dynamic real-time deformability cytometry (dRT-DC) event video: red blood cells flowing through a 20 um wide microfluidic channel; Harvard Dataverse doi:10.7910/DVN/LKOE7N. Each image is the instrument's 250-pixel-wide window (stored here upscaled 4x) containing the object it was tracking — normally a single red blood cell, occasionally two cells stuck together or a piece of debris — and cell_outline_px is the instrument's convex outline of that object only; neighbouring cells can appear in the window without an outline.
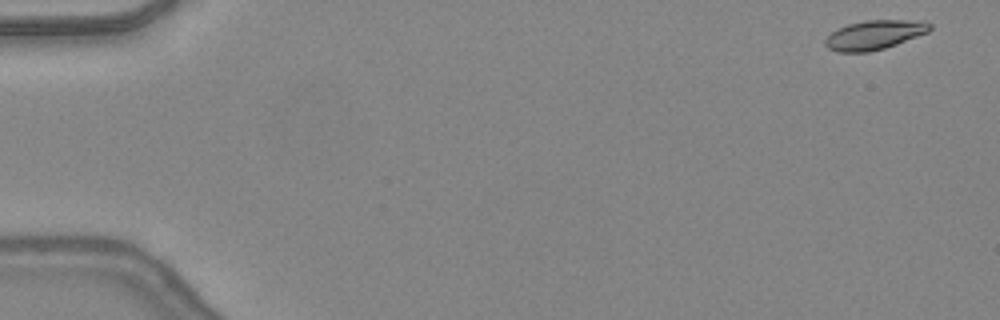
{"species": "common noctule bat (a hibernating species)", "species_latin": "Nyctalus noctula", "temperature_condition": "warm", "stored_images_in_passage": 47, "camera_frame_rate_fps": 3000, "um_per_image_px": 0.085, "animal": {"sex": "female", "body_mass_g": 24.6, "forearm_length_mm": 56.2}, "frame": {"image": 1, "passage_image": 1, "time_ms": 0.0, "image_size_px": [1000, 320], "cell_outline_px": [[932, 28], [928, 32], [896, 44], [884, 48], [868, 52], [836, 52], [828, 48], [824, 44], [824, 40], [832, 32], [848, 24], [864, 20], [924, 20], [932, 24]], "centroid_in_image_um": [74.34, 2.96], "position_along_channel_um": 10.7, "area_um2": 17.86}}
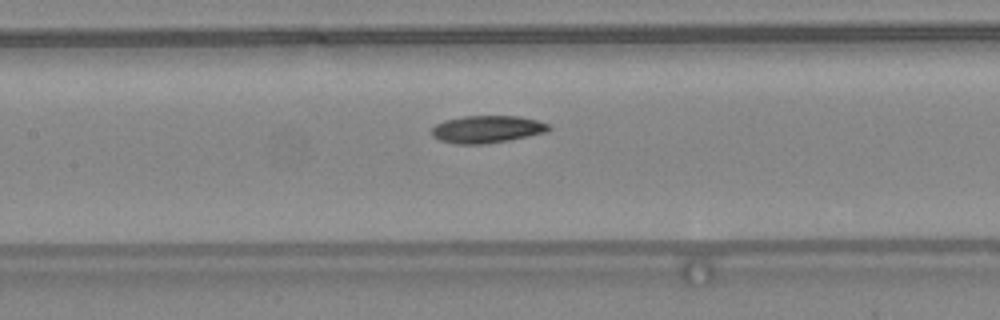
{"frame": {"image": 2, "passage_image": 22, "time_ms": 7.0, "image_size_px": [1000, 320], "cell_outline_px": [[552, 128], [548, 132], [508, 140], [484, 144], [456, 144], [440, 140], [432, 136], [432, 128], [436, 124], [444, 120], [464, 116], [520, 116], [536, 120], [548, 124]], "centroid_in_image_um": [41.4, 10.98], "position_along_channel_um": 166.0, "area_um2": 18.67}}
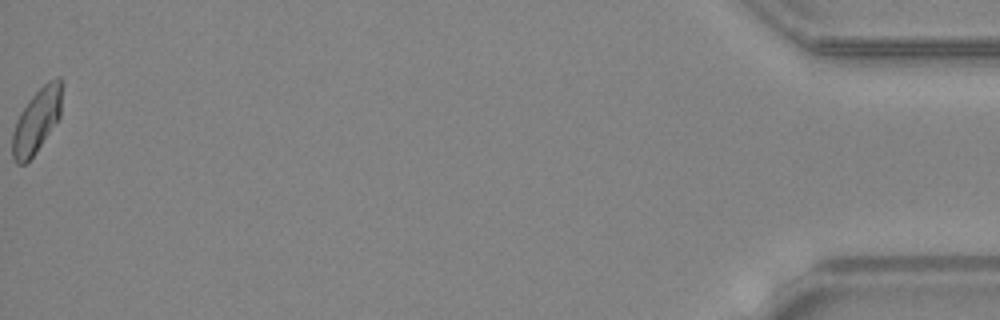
{"frame": {"image": 3, "passage_image": 47, "time_ms": 15.333, "image_size_px": [1000, 320], "cell_outline_px": [[60, 116], [36, 152], [24, 164], [16, 164], [12, 156], [12, 132], [16, 120], [20, 112], [28, 100], [48, 80], [56, 76], [60, 76]], "centroid_in_image_um": [3.07, 10.27], "position_along_channel_um": 432.1, "area_um2": 18.21}, "authors_computed_cell_mechanics": {"area_um2": 18.3226, "velocity_mm_per_s": 4.3882, "shape_relaxation_time_tau1_ms": null, "shape_relaxation_time_tau2_ms": 3.5485, "deformation_change_tau1": null, "deformation_change_tau2": 0.1055}}